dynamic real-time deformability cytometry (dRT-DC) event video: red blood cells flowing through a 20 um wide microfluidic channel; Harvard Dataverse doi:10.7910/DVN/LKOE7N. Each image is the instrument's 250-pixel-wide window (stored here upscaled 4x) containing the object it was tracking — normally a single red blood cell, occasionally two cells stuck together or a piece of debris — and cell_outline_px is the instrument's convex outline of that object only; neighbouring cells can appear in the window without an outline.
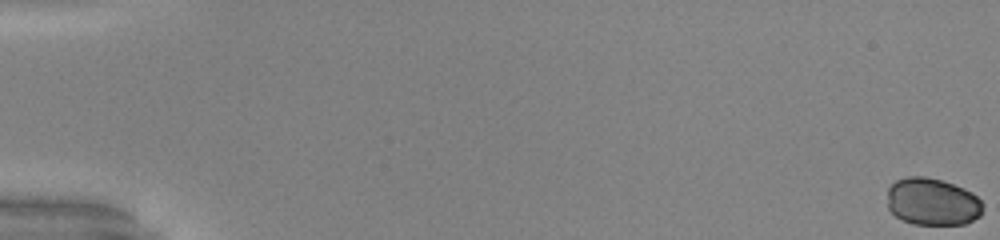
{"species": "common noctule bat (a hibernating species)", "species_latin": "Nyctalus noctula", "temperature_condition": "warm", "stored_images_in_passage": 53, "camera_frame_rate_fps": 3000, "um_per_image_px": 0.085, "animal": {"sex": "male", "body_mass_g": 20.0, "forearm_length_mm": 53.3}, "frame": {"image": 1, "passage_image": 1, "time_ms": 0.0, "image_size_px": [1000, 240], "cell_outline_px": [[984, 204], [980, 216], [964, 224], [912, 224], [900, 220], [888, 208], [888, 188], [896, 180], [908, 176], [924, 176], [940, 180], [964, 188], [972, 192]], "centroid_in_image_um": [79.24, 17.15], "position_along_channel_um": 5.8, "area_um2": 26.41}}
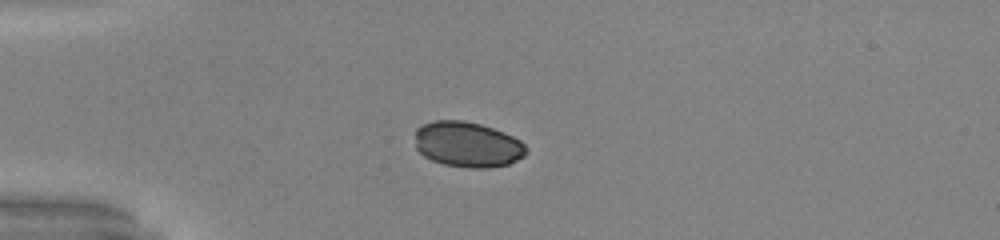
{"frame": {"image": 2, "passage_image": 16, "time_ms": 5.0, "image_size_px": [1000, 240], "cell_outline_px": [[528, 152], [524, 156], [508, 164], [488, 168], [468, 168], [444, 164], [432, 160], [424, 156], [416, 148], [416, 128], [432, 120], [464, 120], [480, 124], [504, 132], [520, 140], [524, 144]], "centroid_in_image_um": [39.74, 12.27], "position_along_channel_um": 45.3, "area_um2": 29.48}}
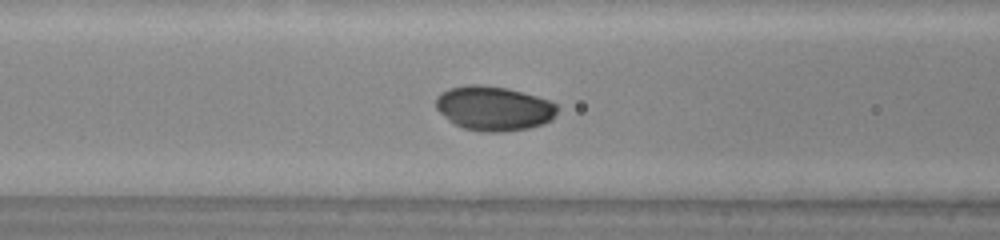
{"frame": {"image": 3, "passage_image": 24, "time_ms": 7.667, "image_size_px": [1000, 240], "cell_outline_px": [[560, 108], [552, 120], [544, 124], [528, 128], [500, 132], [484, 132], [464, 128], [448, 120], [436, 108], [436, 100], [440, 92], [448, 88], [468, 84], [476, 84], [508, 88], [536, 96], [548, 100], [556, 104]], "centroid_in_image_um": [41.99, 9.2], "position_along_channel_um": 124.6, "area_um2": 31.56}}